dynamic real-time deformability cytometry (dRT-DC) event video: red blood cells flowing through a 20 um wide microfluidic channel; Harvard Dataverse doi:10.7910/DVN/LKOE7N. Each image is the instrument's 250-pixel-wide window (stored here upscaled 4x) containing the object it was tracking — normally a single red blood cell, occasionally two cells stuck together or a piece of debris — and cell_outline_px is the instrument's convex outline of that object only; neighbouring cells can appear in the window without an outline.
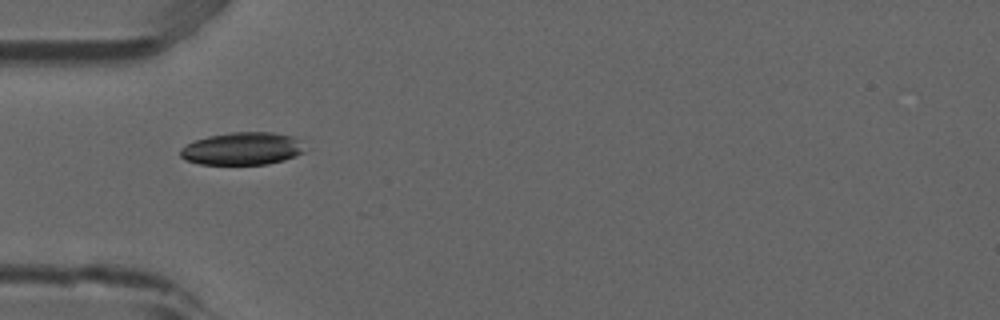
{"species": "common noctule bat (a hibernating species)", "species_latin": "Nyctalus noctula", "temperature_condition": "room temperature", "stored_images_in_passage": 7, "camera_frame_rate_fps": 3000, "um_per_image_px": 0.085, "animal": {"sex": "male", "forearm_length_mm": 52.5}, "frame": {"image": 1, "passage_image": 5, "time_ms": 1.333, "image_size_px": [1000, 320], "cell_outline_px": [[312, 148], [296, 156], [284, 160], [268, 164], [200, 164], [184, 160], [180, 156], [180, 148], [196, 140], [208, 136], [232, 132], [272, 132], [292, 136], [300, 140]], "centroid_in_image_um": [20.68, 12.63], "position_along_channel_um": 64.3, "area_um2": 24.04}}
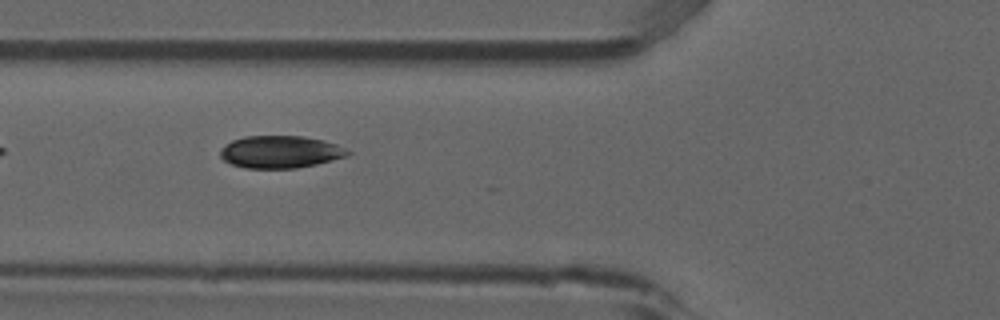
{"frame": {"image": 2, "passage_image": 6, "time_ms": 1.667, "image_size_px": [1000, 320], "cell_outline_px": [[352, 152], [348, 156], [316, 164], [296, 168], [244, 168], [232, 164], [224, 160], [220, 156], [220, 152], [232, 140], [244, 136], [304, 136], [324, 140], [336, 144]], "centroid_in_image_um": [23.86, 12.91], "position_along_channel_um": 101.9, "area_um2": 23.93}}
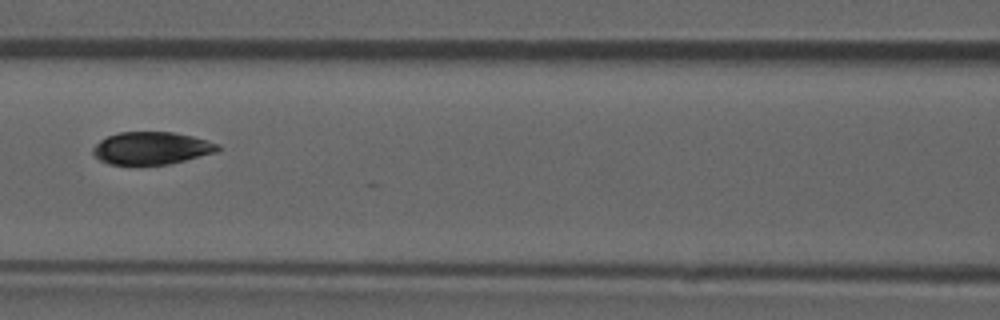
{"frame": {"image": 3, "passage_image": 7, "time_ms": 2.0, "image_size_px": [1000, 320], "cell_outline_px": [[220, 148], [216, 152], [168, 164], [108, 164], [100, 160], [92, 152], [92, 148], [100, 140], [108, 136], [120, 132], [172, 132], [192, 136], [220, 144]], "centroid_in_image_um": [12.87, 12.58], "position_along_channel_um": 153.7, "area_um2": 23.41}}